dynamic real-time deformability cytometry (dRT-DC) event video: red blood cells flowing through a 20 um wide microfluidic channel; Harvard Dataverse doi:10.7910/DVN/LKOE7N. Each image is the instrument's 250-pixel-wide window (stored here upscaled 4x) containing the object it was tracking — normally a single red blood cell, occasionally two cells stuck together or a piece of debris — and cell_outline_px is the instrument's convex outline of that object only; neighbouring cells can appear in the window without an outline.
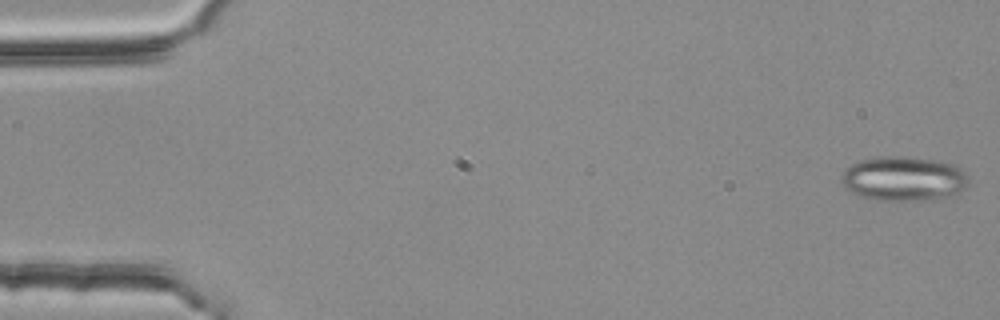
{"species": "common noctule bat (a hibernating species)", "species_latin": "Nyctalus noctula", "temperature_condition": "room temperature", "stored_images_in_passage": 5, "camera_frame_rate_fps": 3000, "um_per_image_px": 0.085, "animal": {"sex": "female", "body_mass_g": 25.1}, "frame": {"image": 1, "passage_image": 1, "time_ms": 0.0, "image_size_px": [1000, 320], "cell_outline_px": [[968, 184], [960, 192], [948, 196], [912, 200], [876, 200], [860, 196], [844, 188], [840, 180], [840, 176], [852, 164], [860, 160], [880, 156], [904, 156], [936, 160], [956, 164], [968, 176]], "centroid_in_image_um": [76.79, 15.17], "position_along_channel_um": 8.2, "area_um2": 32.95}}
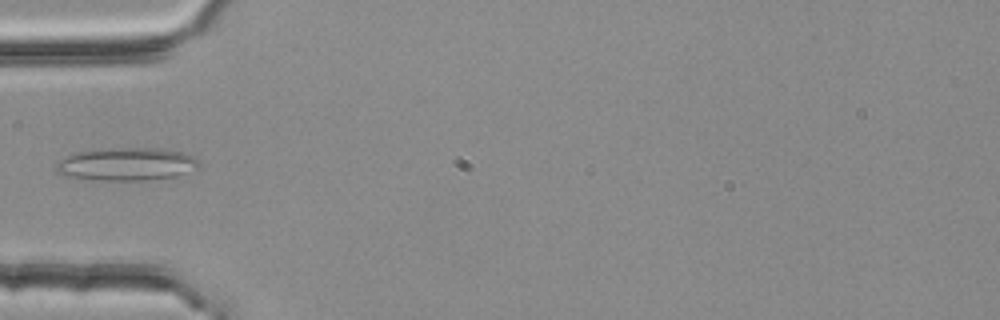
{"frame": {"image": 2, "passage_image": 5, "time_ms": 1.333, "image_size_px": [1000, 320], "cell_outline_px": [[200, 168], [176, 176], [148, 180], [92, 180], [60, 176], [56, 172], [56, 160], [72, 152], [116, 148], [164, 148], [184, 152], [192, 156], [196, 160]], "centroid_in_image_um": [10.69, 13.95], "position_along_channel_um": 74.3, "area_um2": 27.92}}